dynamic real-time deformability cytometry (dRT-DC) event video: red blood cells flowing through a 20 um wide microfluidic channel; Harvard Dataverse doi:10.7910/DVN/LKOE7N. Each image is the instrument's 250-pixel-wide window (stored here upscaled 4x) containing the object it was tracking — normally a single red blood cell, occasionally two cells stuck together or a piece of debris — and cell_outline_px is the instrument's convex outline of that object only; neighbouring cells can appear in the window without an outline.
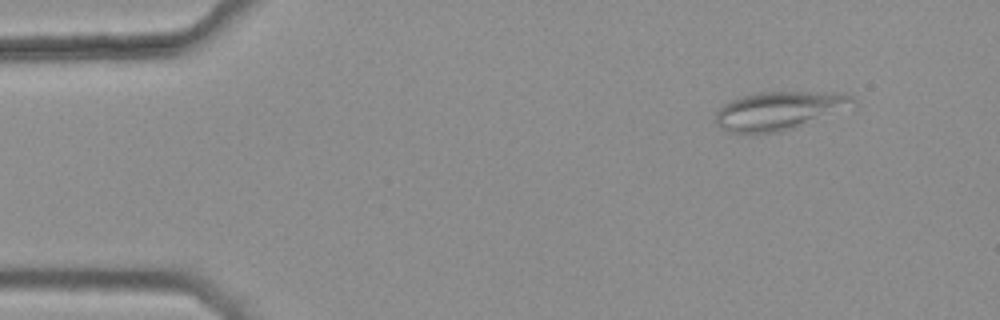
{"species": "common noctule bat (a hibernating species)", "species_latin": "Nyctalus noctula", "temperature_condition": "warm", "stored_images_in_passage": 4, "camera_frame_rate_fps": 3000, "um_per_image_px": 0.085, "animal": {"sex": "female", "body_mass_g": 25.1}, "frame": {"image": 1, "passage_image": 1, "time_ms": 0.0, "image_size_px": [1000, 320], "cell_outline_px": [[856, 108], [796, 128], [780, 132], [752, 136], [728, 132], [720, 128], [716, 124], [716, 112], [724, 104], [732, 100], [744, 96], [760, 92], [844, 92], [852, 96], [856, 100]], "centroid_in_image_um": [66.33, 9.45], "position_along_channel_um": 18.7, "area_um2": 32.08}}